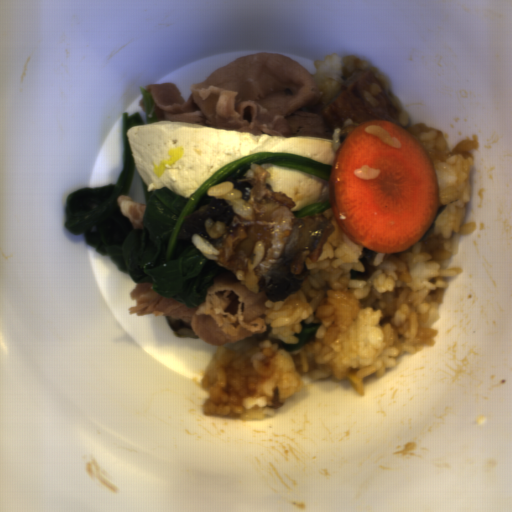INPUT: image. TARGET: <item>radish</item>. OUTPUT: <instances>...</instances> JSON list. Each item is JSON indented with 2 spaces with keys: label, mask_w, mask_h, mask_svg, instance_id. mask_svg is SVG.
Instances as JSON below:
<instances>
[{
  "label": "radish",
  "mask_w": 512,
  "mask_h": 512,
  "mask_svg": "<svg viewBox=\"0 0 512 512\" xmlns=\"http://www.w3.org/2000/svg\"><path fill=\"white\" fill-rule=\"evenodd\" d=\"M377 124L397 137L394 149L364 129ZM381 169L374 180L356 178L353 169ZM332 213L348 239L376 253L406 251L424 237L439 207L438 175L422 141L385 119L359 122L338 147L329 175Z\"/></svg>",
  "instance_id": "obj_1"
}]
</instances>
